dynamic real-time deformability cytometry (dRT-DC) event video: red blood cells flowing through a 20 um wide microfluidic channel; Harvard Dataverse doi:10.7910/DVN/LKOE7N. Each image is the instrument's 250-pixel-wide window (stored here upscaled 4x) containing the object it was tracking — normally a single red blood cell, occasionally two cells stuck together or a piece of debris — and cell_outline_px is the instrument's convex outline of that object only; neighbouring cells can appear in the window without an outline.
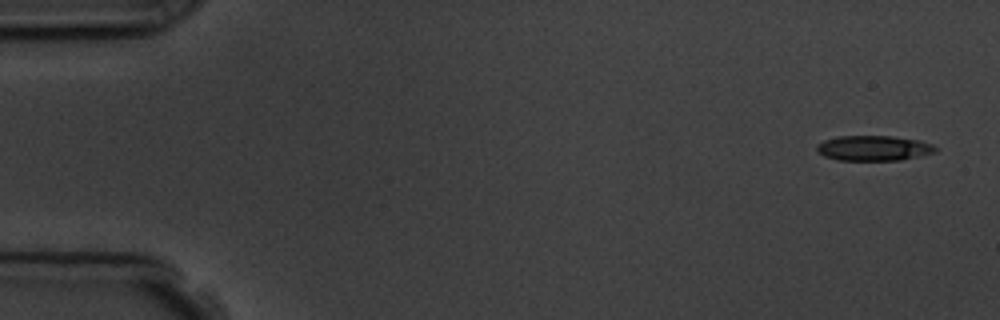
{"species": "common noctule bat (a hibernating species)", "species_latin": "Nyctalus noctula", "temperature_condition": "room temperature", "stored_images_in_passage": 6, "camera_frame_rate_fps": 3000, "um_per_image_px": 0.085, "animal": {"sex": "male", "body_mass_g": 19.5, "forearm_length_mm": 54.6}, "frame": {"image": 1, "passage_image": 1, "time_ms": 0.0, "image_size_px": [1000, 320], "cell_outline_px": [[936, 152], [900, 160], [836, 160], [824, 156], [816, 152], [816, 144], [824, 140], [836, 136], [892, 136], [920, 140], [932, 144], [936, 148]], "centroid_in_image_um": [74.21, 12.59], "position_along_channel_um": 10.8, "area_um2": 17.51}}
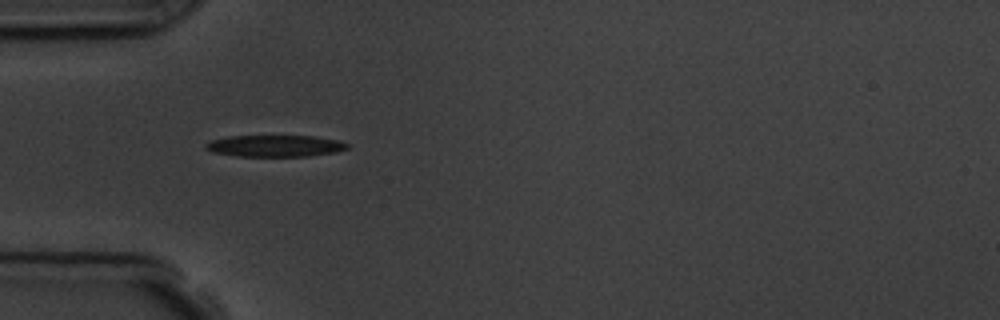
{"frame": {"image": 2, "passage_image": 5, "time_ms": 4.667, "image_size_px": [1000, 320], "cell_outline_px": [[348, 148], [336, 152], [308, 156], [236, 156], [212, 152], [204, 148], [204, 144], [212, 140], [228, 136], [316, 136], [336, 140], [348, 144]], "centroid_in_image_um": [23.34, 12.4], "position_along_channel_um": 61.7, "area_um2": 17.8}}